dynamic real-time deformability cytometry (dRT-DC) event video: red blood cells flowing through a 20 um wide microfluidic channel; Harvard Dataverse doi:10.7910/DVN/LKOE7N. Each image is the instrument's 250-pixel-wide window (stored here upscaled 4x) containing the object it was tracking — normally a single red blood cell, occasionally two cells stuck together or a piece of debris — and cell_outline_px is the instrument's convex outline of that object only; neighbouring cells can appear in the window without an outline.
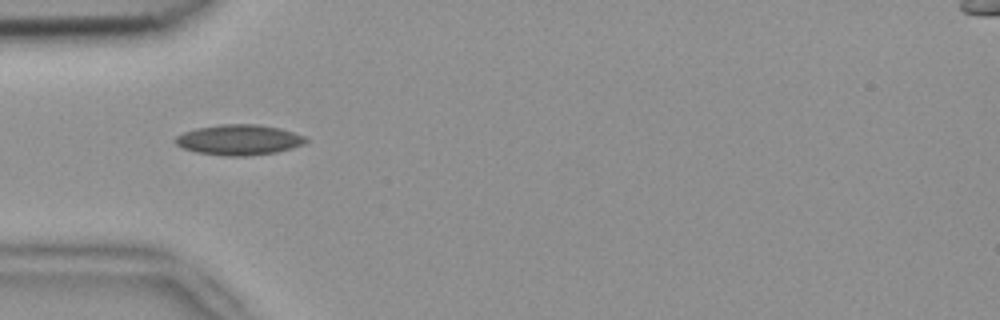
{"species": "common noctule bat (a hibernating species)", "species_latin": "Nyctalus noctula", "temperature_condition": "room temperature", "stored_images_in_passage": 3, "camera_frame_rate_fps": 3000, "um_per_image_px": 0.085, "animal": {"sex": "female", "body_mass_g": 18.4}, "frame": {"image": 1, "passage_image": 1, "time_ms": 0.0, "image_size_px": [1000, 320], "cell_outline_px": [[308, 140], [304, 144], [292, 148], [276, 152], [248, 156], [224, 156], [196, 152], [184, 148], [176, 144], [172, 140], [176, 136], [184, 132], [196, 128], [220, 124], [256, 124], [280, 128], [304, 136]], "centroid_in_image_um": [20.29, 11.89], "position_along_channel_um": 64.7, "area_um2": 23.18}}